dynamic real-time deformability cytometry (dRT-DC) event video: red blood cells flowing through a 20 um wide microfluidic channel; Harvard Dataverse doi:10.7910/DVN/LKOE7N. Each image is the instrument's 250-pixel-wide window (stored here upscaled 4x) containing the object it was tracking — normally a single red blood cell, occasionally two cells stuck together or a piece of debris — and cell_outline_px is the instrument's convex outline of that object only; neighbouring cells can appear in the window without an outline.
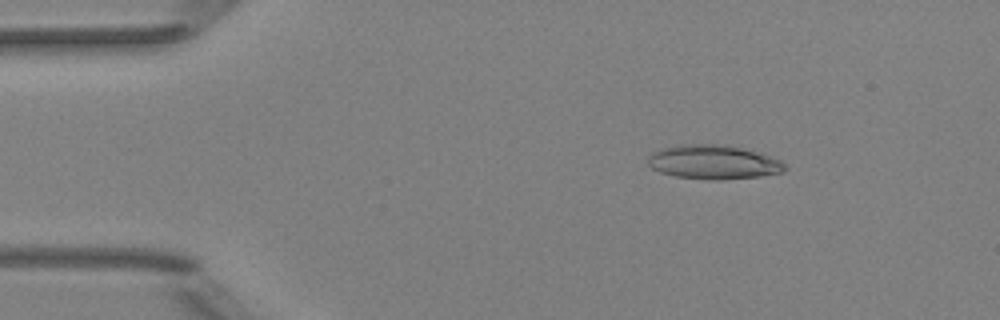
{"species": "Egyptian fruit bat (a non-hibernating species)", "species_latin": "Rousettus aegyptiacus", "temperature_condition": "room temperature", "stored_images_in_passage": 52, "camera_frame_rate_fps": 3000, "um_per_image_px": 0.085, "animal": {"sex": "female"}, "frame": {"image": 1, "passage_image": 8, "time_ms": 2.333, "image_size_px": [1000, 320], "cell_outline_px": [[788, 168], [784, 172], [760, 176], [676, 176], [660, 172], [652, 168], [648, 164], [648, 156], [652, 152], [660, 148], [676, 144], [724, 144], [756, 152], [780, 160]], "centroid_in_image_um": [60.59, 13.71], "position_along_channel_um": 24.4, "area_um2": 25.95}}
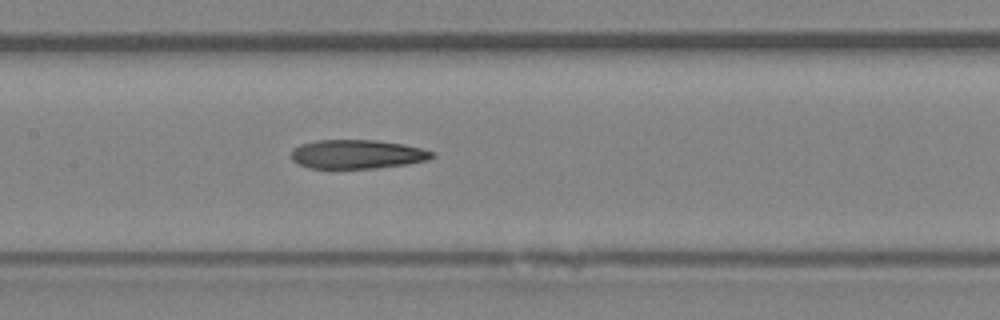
{"frame": {"image": 2, "passage_image": 25, "time_ms": 8.0, "image_size_px": [1000, 320], "cell_outline_px": [[436, 156], [428, 160], [408, 164], [376, 168], [308, 168], [292, 160], [292, 148], [300, 144], [316, 140], [376, 140], [400, 144], [420, 148], [432, 152]], "centroid_in_image_um": [30.34, 13.11], "position_along_channel_um": 177.1, "area_um2": 23.7}}
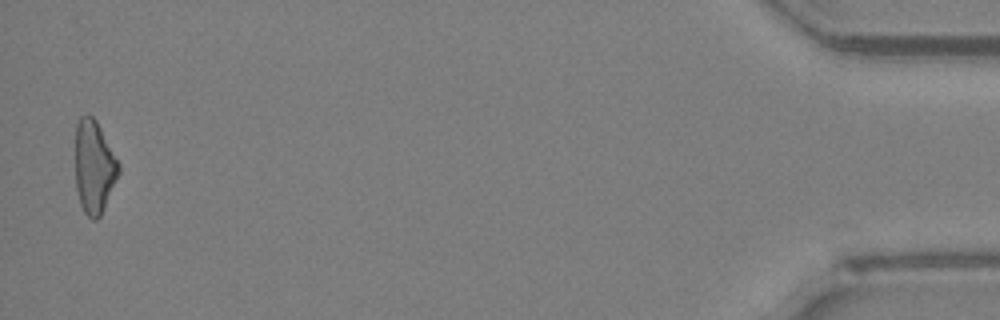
{"frame": {"image": 3, "passage_image": 51, "time_ms": 16.667, "image_size_px": [1000, 320], "cell_outline_px": [[120, 172], [104, 208], [100, 216], [96, 220], [92, 220], [84, 212], [80, 204], [76, 188], [76, 124], [80, 116], [92, 116], [96, 120], [120, 164]], "centroid_in_image_um": [8.0, 14.21], "position_along_channel_um": 427.2, "area_um2": 23.35}, "authors_computed_cell_mechanics": {"area_um2": 24.565, "velocity_mm_per_s": 3.9648, "shape_relaxation_time_tau1_ms": null, "shape_relaxation_time_tau2_ms": 9.0216, "deformation_change_tau1": null, "deformation_change_tau2": 0.2394}}